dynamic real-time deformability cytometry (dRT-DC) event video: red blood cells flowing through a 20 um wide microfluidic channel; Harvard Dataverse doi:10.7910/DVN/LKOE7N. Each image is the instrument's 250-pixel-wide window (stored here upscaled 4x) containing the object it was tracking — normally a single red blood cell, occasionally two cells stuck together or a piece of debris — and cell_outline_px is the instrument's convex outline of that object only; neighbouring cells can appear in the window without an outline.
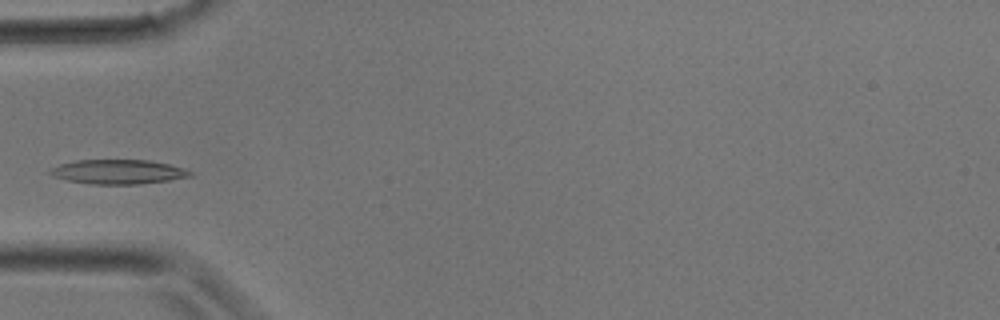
{"species": "common noctule bat (a hibernating species)", "species_latin": "Nyctalus noctula", "temperature_condition": "room temperature", "stored_images_in_passage": 33, "camera_frame_rate_fps": 3000, "um_per_image_px": 0.085, "animal": {"sex": "male", "body_mass_g": 17.9}, "frame": {"image": 1, "passage_image": 10, "time_ms": 3.0, "image_size_px": [1000, 320], "cell_outline_px": [[196, 176], [140, 184], [92, 184], [68, 180], [52, 176], [48, 172], [52, 168], [60, 164], [76, 160], [148, 160], [168, 164], [184, 168], [192, 172]], "centroid_in_image_um": [10.07, 14.6], "position_along_channel_um": 74.9, "area_um2": 19.88}}
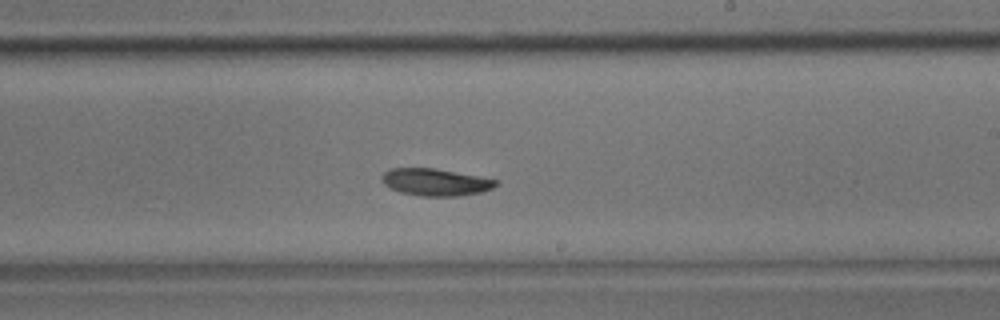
{"frame": {"image": 2, "passage_image": 19, "time_ms": 6.0, "image_size_px": [1000, 320], "cell_outline_px": [[496, 184], [492, 188], [480, 192], [460, 196], [420, 196], [400, 192], [388, 188], [380, 180], [380, 176], [388, 168], [432, 168], [476, 176], [496, 180]], "centroid_in_image_um": [36.9, 15.49], "position_along_channel_um": 252.1, "area_um2": 17.92}}
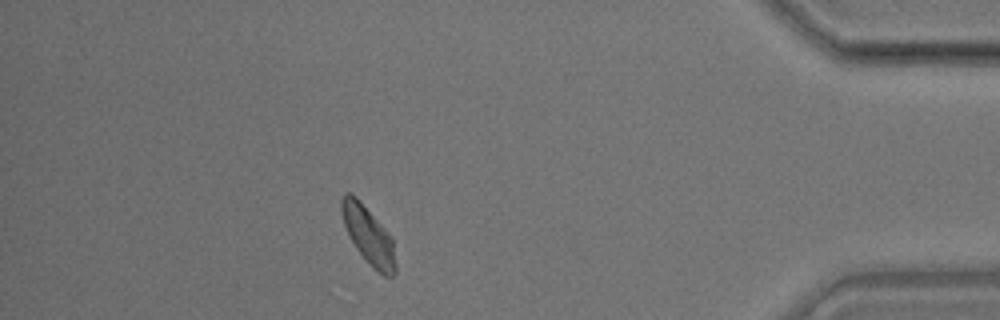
{"frame": {"image": 3, "passage_image": 29, "time_ms": 9.333, "image_size_px": [1000, 320], "cell_outline_px": [[396, 272], [392, 276], [384, 276], [376, 272], [368, 264], [356, 248], [344, 224], [340, 212], [340, 200], [344, 192], [352, 192], [356, 196], [380, 224], [392, 240], [396, 264]], "centroid_in_image_um": [31.28, 20.01], "position_along_channel_um": 403.9, "area_um2": 17.98}}